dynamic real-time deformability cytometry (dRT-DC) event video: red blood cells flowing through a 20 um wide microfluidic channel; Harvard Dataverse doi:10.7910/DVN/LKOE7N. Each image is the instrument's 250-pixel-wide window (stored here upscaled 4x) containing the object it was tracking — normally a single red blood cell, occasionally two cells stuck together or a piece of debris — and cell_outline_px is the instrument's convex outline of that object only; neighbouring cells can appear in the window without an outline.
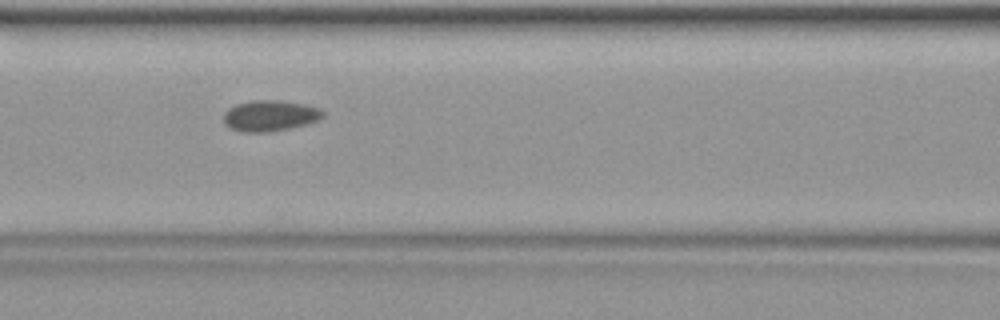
{"species": "common noctule bat (a hibernating species)", "species_latin": "Nyctalus noctula", "temperature_condition": "warm", "stored_images_in_passage": 34, "camera_frame_rate_fps": 3000, "um_per_image_px": 0.085, "animal": {"sex": "female", "body_mass_g": 19.9}, "frame": {"image": 1, "passage_image": 10, "time_ms": 3.0, "image_size_px": [1000, 320], "cell_outline_px": [[324, 116], [320, 120], [292, 128], [268, 132], [244, 132], [232, 128], [224, 124], [224, 112], [228, 108], [236, 104], [252, 100], [280, 100], [304, 104], [320, 108], [324, 112]], "centroid_in_image_um": [22.97, 9.83], "position_along_channel_um": 143.6, "area_um2": 18.03}}
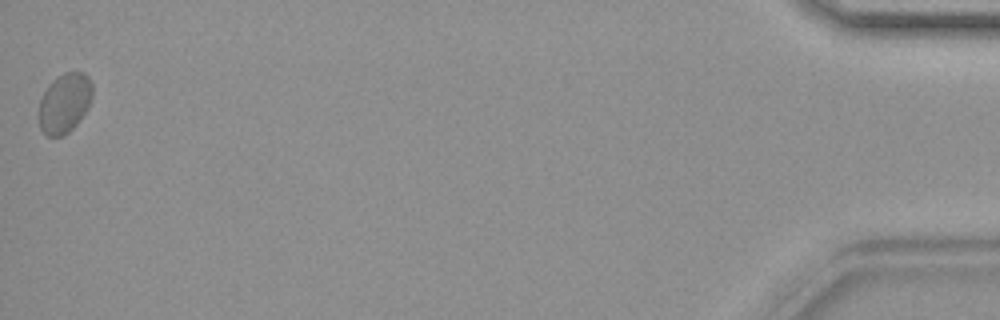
{"frame": {"image": 2, "passage_image": 34, "time_ms": 11.0, "image_size_px": [1000, 320], "cell_outline_px": [[92, 96], [80, 120], [64, 136], [48, 136], [40, 128], [36, 116], [40, 100], [48, 84], [52, 80], [64, 72], [84, 72], [88, 76], [92, 84]], "centroid_in_image_um": [5.44, 8.76], "position_along_channel_um": 429.8, "area_um2": 18.79}}